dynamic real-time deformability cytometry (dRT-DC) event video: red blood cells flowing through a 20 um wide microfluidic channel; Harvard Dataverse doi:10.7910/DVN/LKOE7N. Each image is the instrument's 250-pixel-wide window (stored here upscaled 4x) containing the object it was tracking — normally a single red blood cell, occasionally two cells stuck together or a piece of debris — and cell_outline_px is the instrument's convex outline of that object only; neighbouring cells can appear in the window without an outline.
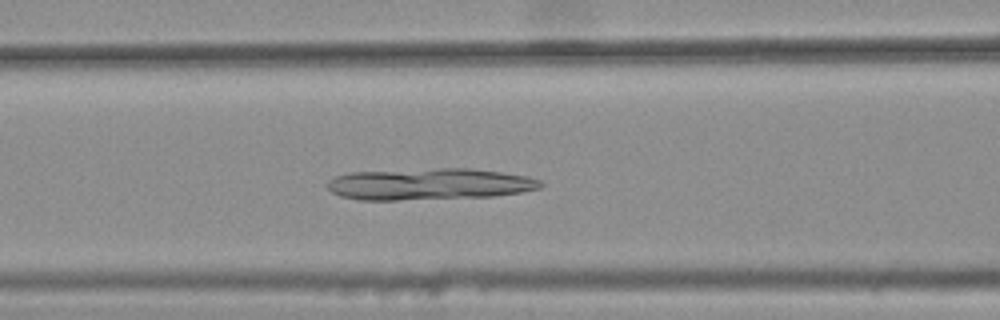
{"species": "common noctule bat (a hibernating species)", "species_latin": "Nyctalus noctula", "temperature_condition": "warm", "stored_images_in_passage": 41, "camera_frame_rate_fps": 3000, "um_per_image_px": 0.085, "animal": {"sex": "female", "body_mass_g": 25.1}, "frame": {"image": 1, "passage_image": 19, "time_ms": 6.0, "image_size_px": [1000, 320], "cell_outline_px": [[544, 184], [540, 188], [520, 192], [492, 196], [396, 200], [360, 200], [340, 196], [332, 192], [324, 184], [328, 180], [336, 176], [348, 172], [440, 168], [472, 168], [528, 176], [540, 180]], "centroid_in_image_um": [36.45, 15.64], "position_along_channel_um": 130.1, "area_um2": 39.36}}
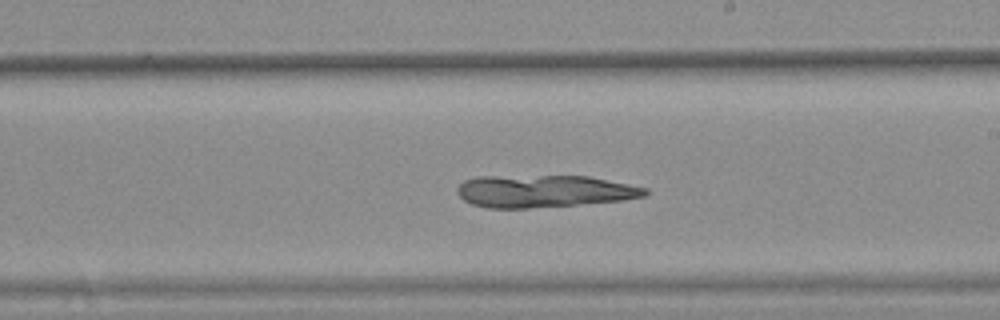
{"frame": {"image": 2, "passage_image": 28, "time_ms": 9.0, "image_size_px": [1000, 320], "cell_outline_px": [[648, 192], [644, 196], [624, 200], [528, 208], [488, 208], [472, 204], [464, 200], [456, 192], [456, 188], [464, 180], [480, 176], [588, 176], [648, 188]], "centroid_in_image_um": [46.21, 16.25], "position_along_channel_um": 242.8, "area_um2": 35.2}}
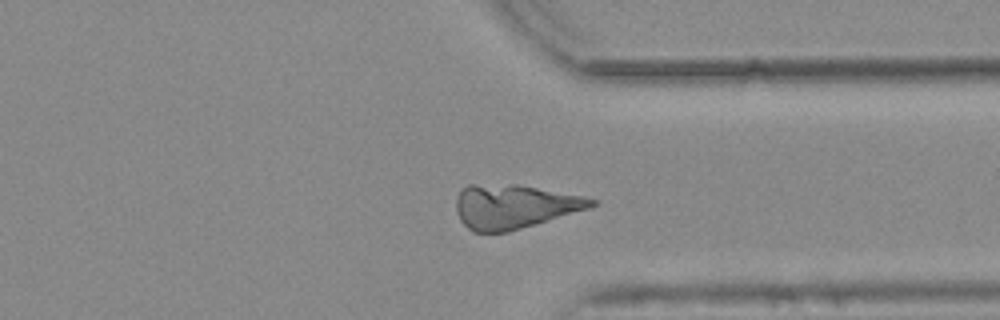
{"frame": {"image": 3, "passage_image": 38, "time_ms": 12.333, "image_size_px": [1000, 320], "cell_outline_px": [[596, 204], [588, 208], [508, 232], [472, 232], [460, 220], [456, 212], [456, 196], [468, 184], [516, 184], [584, 196], [596, 200]], "centroid_in_image_um": [43.65, 17.54], "position_along_channel_um": 367.7, "area_um2": 34.45}}